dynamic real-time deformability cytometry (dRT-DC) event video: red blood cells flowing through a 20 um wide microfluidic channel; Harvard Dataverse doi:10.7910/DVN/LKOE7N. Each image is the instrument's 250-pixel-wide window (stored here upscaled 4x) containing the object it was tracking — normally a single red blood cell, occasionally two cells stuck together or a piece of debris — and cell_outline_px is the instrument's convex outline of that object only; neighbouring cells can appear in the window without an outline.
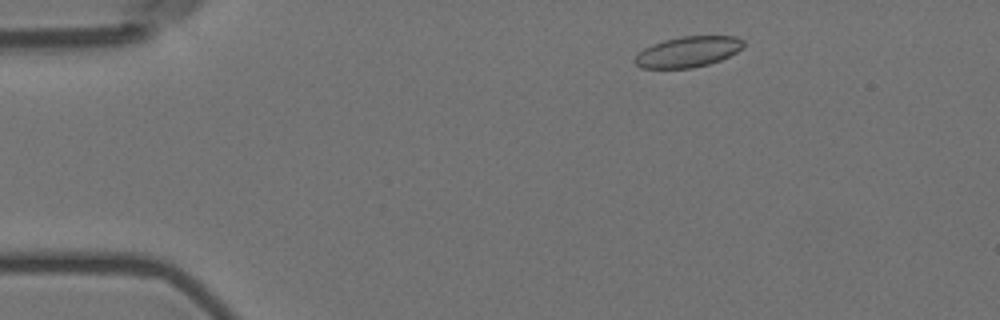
{"species": "Egyptian fruit bat (a non-hibernating species)", "species_latin": "Rousettus aegyptiacus", "temperature_condition": "room temperature", "stored_images_in_passage": 51, "camera_frame_rate_fps": 3000, "um_per_image_px": 0.085, "animal": {"sex": "female"}, "frame": {"image": 1, "passage_image": 3, "time_ms": 0.667, "image_size_px": [1000, 320], "cell_outline_px": [[744, 48], [720, 60], [708, 64], [692, 68], [640, 68], [632, 60], [644, 48], [652, 44], [664, 40], [680, 36], [736, 36], [744, 40]], "centroid_in_image_um": [58.48, 4.4], "position_along_channel_um": 26.5, "area_um2": 19.48}}
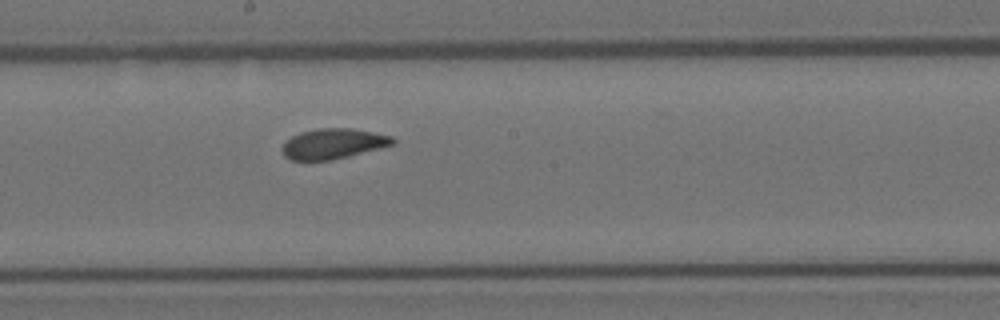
{"frame": {"image": 2, "passage_image": 25, "time_ms": 8.0, "image_size_px": [1000, 320], "cell_outline_px": [[396, 144], [348, 156], [328, 160], [292, 160], [284, 156], [280, 148], [292, 136], [300, 132], [316, 128], [352, 128], [392, 136], [396, 140]], "centroid_in_image_um": [28.32, 12.21], "position_along_channel_um": 219.9, "area_um2": 19.48}}
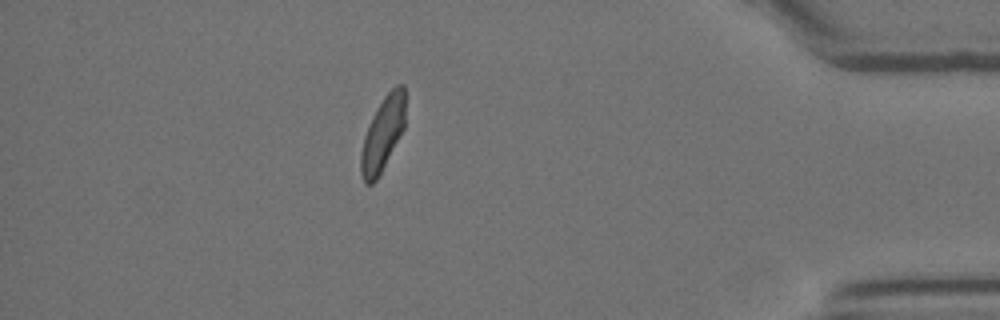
{"frame": {"image": 3, "passage_image": 44, "time_ms": 14.333, "image_size_px": [1000, 320], "cell_outline_px": [[404, 128], [380, 176], [372, 184], [364, 184], [360, 172], [360, 152], [364, 136], [372, 116], [376, 108], [384, 96], [396, 84], [404, 84]], "centroid_in_image_um": [32.51, 11.43], "position_along_channel_um": 402.7, "area_um2": 19.31}, "authors_computed_cell_mechanics": {"area_um2": 19.941, "velocity_mm_per_s": 3.5614, "shape_relaxation_time_tau1_ms": 7.0113, "shape_relaxation_time_tau2_ms": 2.1221, "deformation_change_tau1": 0.1301, "deformation_change_tau2": 0.0852}}